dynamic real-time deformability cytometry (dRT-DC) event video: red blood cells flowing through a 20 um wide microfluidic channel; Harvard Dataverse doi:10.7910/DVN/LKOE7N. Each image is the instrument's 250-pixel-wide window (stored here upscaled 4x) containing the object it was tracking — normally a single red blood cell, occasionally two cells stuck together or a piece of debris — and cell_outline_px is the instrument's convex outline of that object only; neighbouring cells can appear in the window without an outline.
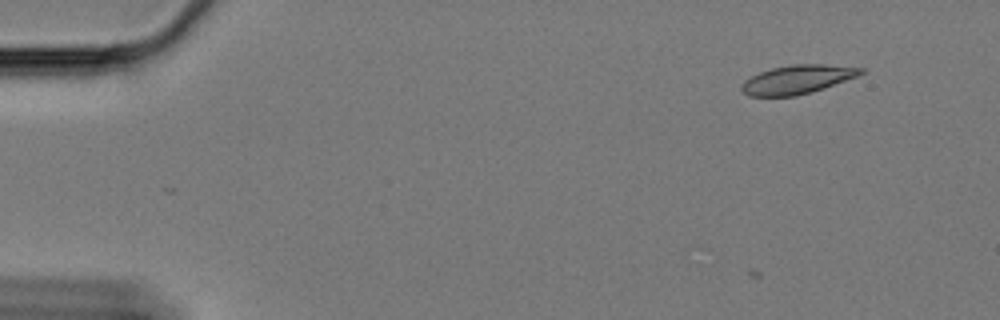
{"species": "Egyptian fruit bat (a non-hibernating species)", "species_latin": "Rousettus aegyptiacus", "temperature_condition": "cold", "stored_images_in_passage": 3, "camera_frame_rate_fps": 3000, "um_per_image_px": 0.085, "animal": {"sex": "female"}, "frame": {"image": 1, "passage_image": 3, "time_ms": 0.667, "image_size_px": [1000, 320], "cell_outline_px": [[864, 72], [856, 76], [824, 88], [812, 92], [796, 96], [748, 96], [740, 88], [740, 84], [744, 80], [760, 72], [772, 68], [792, 64], [824, 64], [864, 68]], "centroid_in_image_um": [67.74, 6.75], "position_along_channel_um": 17.3, "area_um2": 19.88}}